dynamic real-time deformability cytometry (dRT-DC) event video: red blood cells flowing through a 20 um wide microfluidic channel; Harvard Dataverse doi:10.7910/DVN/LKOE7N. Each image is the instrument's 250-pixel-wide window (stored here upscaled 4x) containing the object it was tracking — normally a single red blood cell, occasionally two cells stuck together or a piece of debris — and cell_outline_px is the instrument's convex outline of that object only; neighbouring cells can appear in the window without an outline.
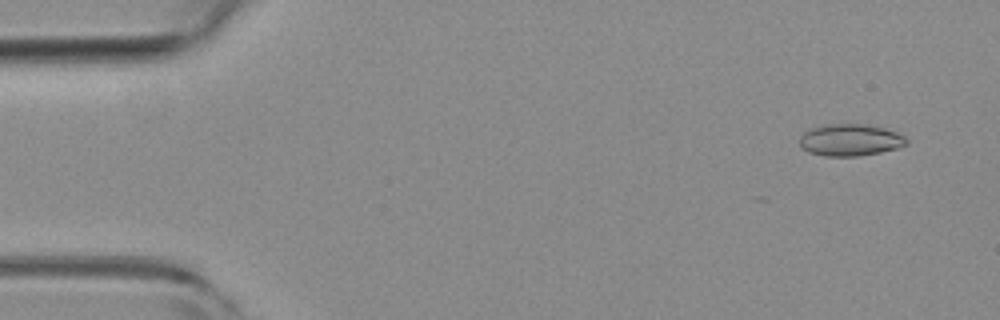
{"species": "common noctule bat (a hibernating species)", "species_latin": "Nyctalus noctula", "temperature_condition": "room temperature", "stored_images_in_passage": 5, "camera_frame_rate_fps": 3000, "um_per_image_px": 0.085, "animal": {"sex": "female", "body_mass_g": 19.3, "forearm_length_mm": 54.1}, "frame": {"image": 1, "passage_image": 2, "time_ms": 0.333, "image_size_px": [1000, 320], "cell_outline_px": [[908, 144], [896, 148], [880, 152], [856, 156], [824, 156], [808, 152], [800, 148], [800, 136], [808, 128], [828, 124], [864, 124], [884, 128], [896, 132], [904, 136], [908, 140]], "centroid_in_image_um": [72.23, 11.9], "position_along_channel_um": 12.8, "area_um2": 19.94}}
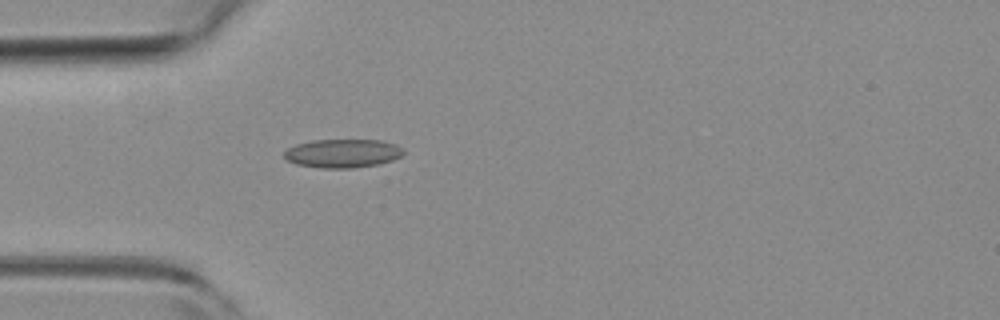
{"frame": {"image": 2, "passage_image": 5, "time_ms": 1.333, "image_size_px": [1000, 320], "cell_outline_px": [[404, 152], [400, 156], [392, 160], [380, 164], [352, 168], [320, 168], [296, 164], [284, 160], [284, 152], [288, 148], [296, 144], [312, 140], [384, 140], [396, 144], [404, 148]], "centroid_in_image_um": [29.12, 13.03], "position_along_channel_um": 55.9, "area_um2": 20.11}}